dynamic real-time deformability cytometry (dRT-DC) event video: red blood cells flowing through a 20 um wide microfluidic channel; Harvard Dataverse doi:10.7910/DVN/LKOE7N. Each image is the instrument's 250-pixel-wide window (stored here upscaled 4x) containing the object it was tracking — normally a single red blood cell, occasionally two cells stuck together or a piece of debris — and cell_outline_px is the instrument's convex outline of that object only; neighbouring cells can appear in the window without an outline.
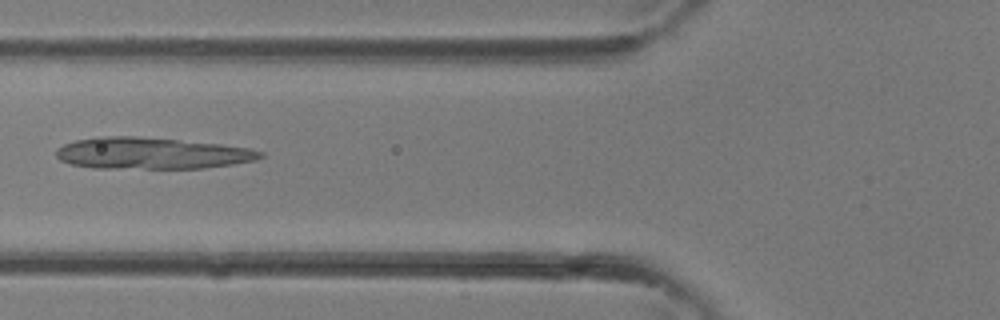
{"species": "common noctule bat (a hibernating species)", "species_latin": "Nyctalus noctula", "temperature_condition": "room temperature", "stored_images_in_passage": 27, "camera_frame_rate_fps": 3000, "um_per_image_px": 0.085, "animal": {"sex": "female"}, "frame": {"image": 1, "passage_image": 5, "time_ms": 1.333, "image_size_px": [1000, 320], "cell_outline_px": [[264, 156], [256, 160], [232, 164], [204, 168], [92, 168], [72, 164], [60, 160], [56, 156], [56, 148], [64, 144], [76, 140], [96, 136], [136, 136], [220, 144], [248, 148], [264, 152]], "centroid_in_image_um": [12.86, 13.03], "position_along_channel_um": 112.9, "area_um2": 37.51}}
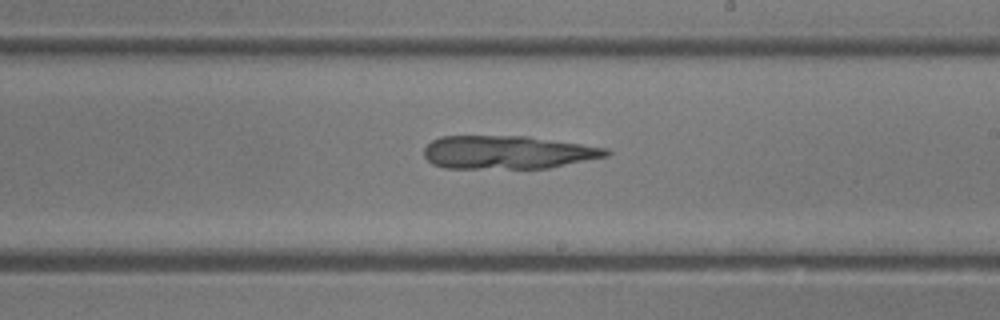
{"frame": {"image": 2, "passage_image": 12, "time_ms": 3.667, "image_size_px": [1000, 320], "cell_outline_px": [[612, 152], [608, 156], [548, 168], [444, 168], [432, 164], [424, 156], [424, 148], [432, 140], [440, 136], [528, 136], [608, 148]], "centroid_in_image_um": [43.14, 12.94], "position_along_channel_um": 245.9, "area_um2": 35.37}}
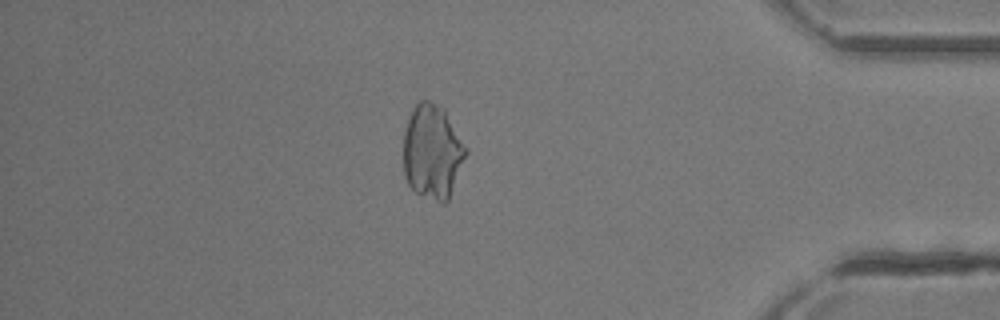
{"frame": {"image": 3, "passage_image": 22, "time_ms": 7.0, "image_size_px": [1000, 320], "cell_outline_px": [[468, 152], [448, 200], [444, 204], [440, 204], [416, 192], [408, 184], [404, 176], [404, 132], [408, 116], [412, 108], [420, 100], [428, 100], [444, 108], [468, 148]], "centroid_in_image_um": [36.76, 12.89], "position_along_channel_um": 398.4, "area_um2": 34.74}}